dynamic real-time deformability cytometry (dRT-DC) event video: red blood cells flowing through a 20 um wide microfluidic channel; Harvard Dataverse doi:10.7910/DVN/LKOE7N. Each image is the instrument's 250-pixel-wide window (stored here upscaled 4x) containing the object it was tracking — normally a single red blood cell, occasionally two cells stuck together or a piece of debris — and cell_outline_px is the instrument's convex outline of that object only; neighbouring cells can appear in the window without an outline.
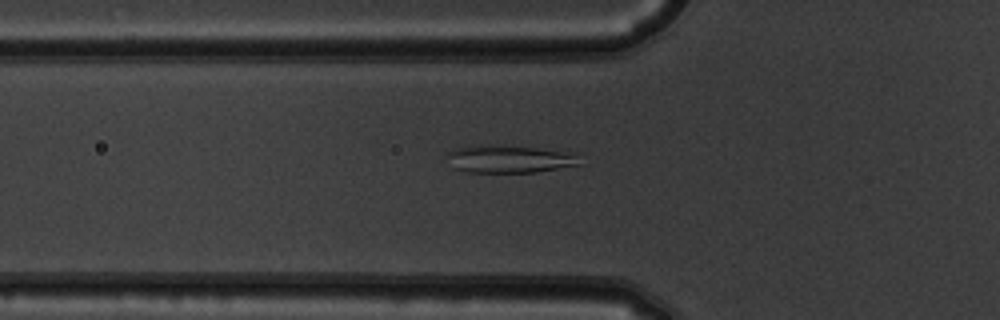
{"species": "common noctule bat (a hibernating species)", "species_latin": "Nyctalus noctula", "temperature_condition": "warm", "stored_images_in_passage": 37, "segment_of_instrument_passage": [1, 2], "camera_frame_rate_fps": 3000, "um_per_image_px": 0.085, "animal": {"sex": "male", "body_mass_g": 19.5, "forearm_length_mm": 54.6}, "frame": {"image": 1, "passage_image": 2, "time_ms": 0.333, "image_size_px": [1000, 320], "cell_outline_px": [[580, 164], [536, 172], [468, 172], [452, 168], [448, 156], [448, 152], [456, 148], [480, 144], [492, 144], [536, 148], [572, 152], [576, 156]], "centroid_in_image_um": [43.24, 13.5], "position_along_channel_um": 82.6, "area_um2": 21.27}}
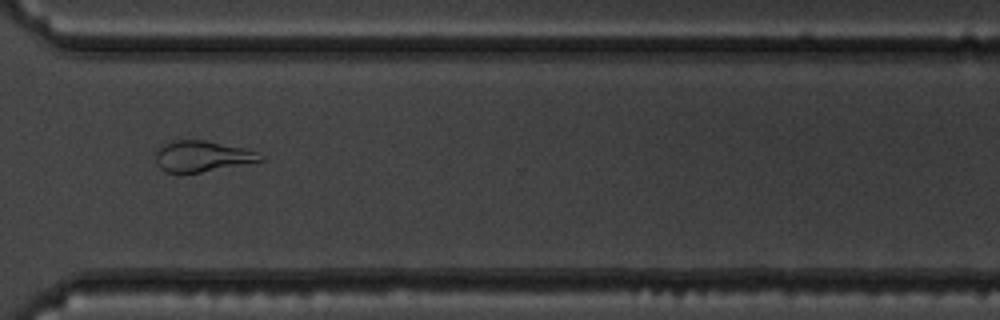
{"frame": {"image": 2, "passage_image": 23, "time_ms": 7.333, "image_size_px": [1000, 320], "cell_outline_px": [[264, 160], [200, 172], [164, 172], [156, 164], [156, 148], [164, 144], [176, 140], [204, 140], [244, 148], [256, 152], [264, 156]], "centroid_in_image_um": [17.15, 13.27], "position_along_channel_um": 353.5, "area_um2": 18.61}}
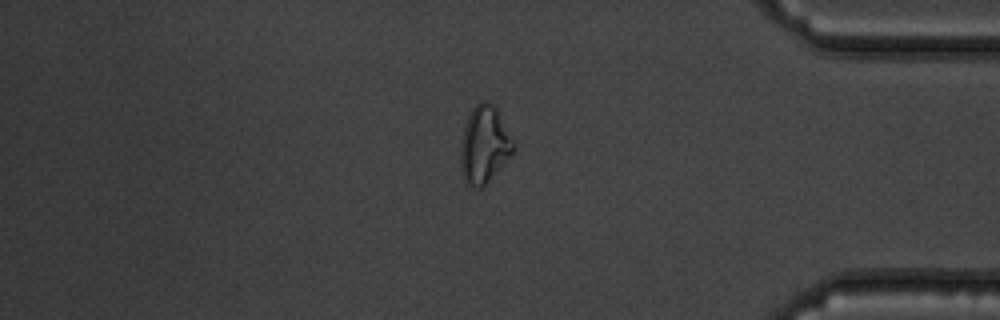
{"frame": {"image": 3, "passage_image": 28, "time_ms": 9.0, "image_size_px": [1000, 320], "cell_outline_px": [[512, 152], [484, 184], [480, 188], [472, 188], [464, 184], [460, 172], [460, 148], [464, 128], [468, 116], [472, 108], [480, 100], [488, 100], [496, 108], [512, 140]], "centroid_in_image_um": [41.08, 12.3], "position_along_channel_um": 394.1, "area_um2": 23.24}}